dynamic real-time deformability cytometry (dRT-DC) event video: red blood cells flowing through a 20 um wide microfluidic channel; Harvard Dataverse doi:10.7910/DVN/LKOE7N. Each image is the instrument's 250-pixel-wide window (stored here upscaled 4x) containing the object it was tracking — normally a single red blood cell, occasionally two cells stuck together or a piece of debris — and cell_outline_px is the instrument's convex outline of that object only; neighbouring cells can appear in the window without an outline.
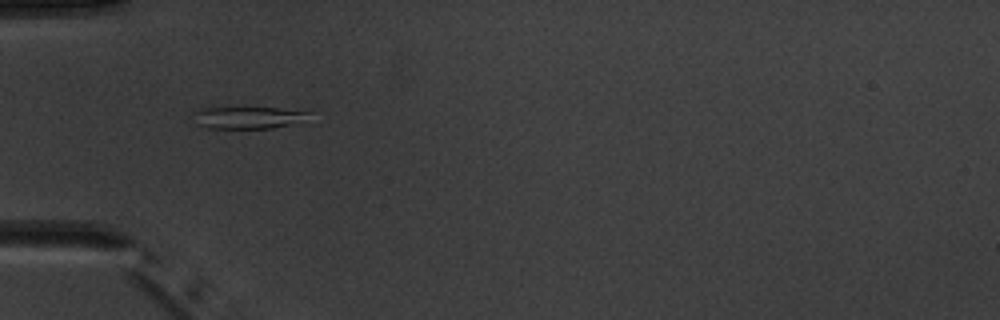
{"species": "common noctule bat (a hibernating species)", "species_latin": "Nyctalus noctula", "temperature_condition": "warm", "stored_images_in_passage": 6, "camera_frame_rate_fps": 3000, "um_per_image_px": 0.085, "animal": {"sex": "male", "body_mass_g": 20.1, "forearm_length_mm": 53.5}, "frame": {"image": 1, "passage_image": 5, "time_ms": 5.667, "image_size_px": [1000, 320], "cell_outline_px": [[312, 112], [288, 124], [272, 128], [208, 128], [196, 124], [192, 112], [200, 108], [280, 108]], "centroid_in_image_um": [20.92, 9.99], "position_along_channel_um": 64.1, "area_um2": 14.33}}
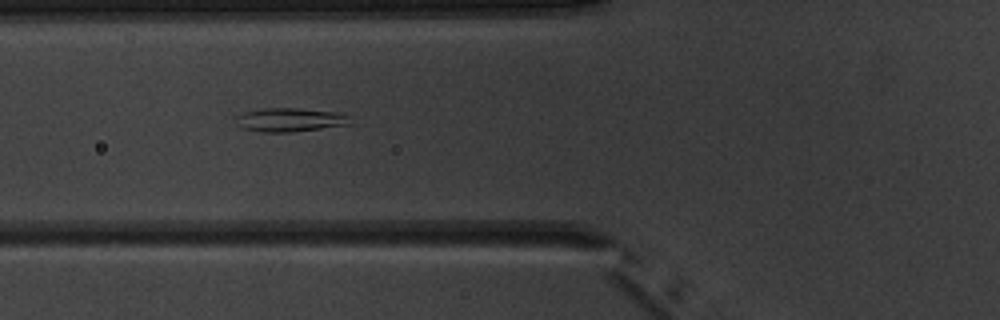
{"frame": {"image": 2, "passage_image": 6, "time_ms": 6.667, "image_size_px": [1000, 320], "cell_outline_px": [[352, 124], [292, 132], [260, 132], [240, 128], [236, 124], [236, 116], [244, 112], [260, 108], [300, 108], [336, 112], [348, 116]], "centroid_in_image_um": [24.6, 10.18], "position_along_channel_um": 101.2, "area_um2": 15.95}}